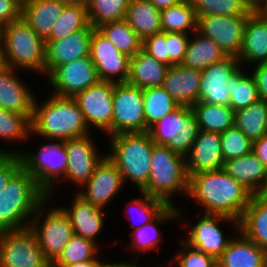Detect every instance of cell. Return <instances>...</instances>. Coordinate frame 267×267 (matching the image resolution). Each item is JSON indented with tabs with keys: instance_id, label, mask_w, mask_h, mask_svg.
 Masks as SVG:
<instances>
[{
	"instance_id": "42",
	"label": "cell",
	"mask_w": 267,
	"mask_h": 267,
	"mask_svg": "<svg viewBox=\"0 0 267 267\" xmlns=\"http://www.w3.org/2000/svg\"><path fill=\"white\" fill-rule=\"evenodd\" d=\"M130 0H90L87 7L89 24L93 28L125 19Z\"/></svg>"
},
{
	"instance_id": "14",
	"label": "cell",
	"mask_w": 267,
	"mask_h": 267,
	"mask_svg": "<svg viewBox=\"0 0 267 267\" xmlns=\"http://www.w3.org/2000/svg\"><path fill=\"white\" fill-rule=\"evenodd\" d=\"M47 80L53 89L50 93L62 97H74L100 81L90 56L56 67Z\"/></svg>"
},
{
	"instance_id": "1",
	"label": "cell",
	"mask_w": 267,
	"mask_h": 267,
	"mask_svg": "<svg viewBox=\"0 0 267 267\" xmlns=\"http://www.w3.org/2000/svg\"><path fill=\"white\" fill-rule=\"evenodd\" d=\"M252 193L225 170L195 173L189 176L187 197L207 213L240 221Z\"/></svg>"
},
{
	"instance_id": "4",
	"label": "cell",
	"mask_w": 267,
	"mask_h": 267,
	"mask_svg": "<svg viewBox=\"0 0 267 267\" xmlns=\"http://www.w3.org/2000/svg\"><path fill=\"white\" fill-rule=\"evenodd\" d=\"M107 138L110 145L105 153L117 166L125 185L131 182L135 190L141 191L150 177V158L155 145L150 133H119Z\"/></svg>"
},
{
	"instance_id": "10",
	"label": "cell",
	"mask_w": 267,
	"mask_h": 267,
	"mask_svg": "<svg viewBox=\"0 0 267 267\" xmlns=\"http://www.w3.org/2000/svg\"><path fill=\"white\" fill-rule=\"evenodd\" d=\"M49 264L30 227L0 232V267H47Z\"/></svg>"
},
{
	"instance_id": "29",
	"label": "cell",
	"mask_w": 267,
	"mask_h": 267,
	"mask_svg": "<svg viewBox=\"0 0 267 267\" xmlns=\"http://www.w3.org/2000/svg\"><path fill=\"white\" fill-rule=\"evenodd\" d=\"M231 177L246 187L252 194H256L267 178L265 166L253 153L225 161L223 165Z\"/></svg>"
},
{
	"instance_id": "28",
	"label": "cell",
	"mask_w": 267,
	"mask_h": 267,
	"mask_svg": "<svg viewBox=\"0 0 267 267\" xmlns=\"http://www.w3.org/2000/svg\"><path fill=\"white\" fill-rule=\"evenodd\" d=\"M169 66L158 62L143 49L130 58L127 83L140 89L161 87Z\"/></svg>"
},
{
	"instance_id": "36",
	"label": "cell",
	"mask_w": 267,
	"mask_h": 267,
	"mask_svg": "<svg viewBox=\"0 0 267 267\" xmlns=\"http://www.w3.org/2000/svg\"><path fill=\"white\" fill-rule=\"evenodd\" d=\"M162 32L192 34L197 30V17L191 0L161 10Z\"/></svg>"
},
{
	"instance_id": "39",
	"label": "cell",
	"mask_w": 267,
	"mask_h": 267,
	"mask_svg": "<svg viewBox=\"0 0 267 267\" xmlns=\"http://www.w3.org/2000/svg\"><path fill=\"white\" fill-rule=\"evenodd\" d=\"M190 107L180 106L154 124L148 132L156 145H168L169 142L182 132L185 120L192 114Z\"/></svg>"
},
{
	"instance_id": "25",
	"label": "cell",
	"mask_w": 267,
	"mask_h": 267,
	"mask_svg": "<svg viewBox=\"0 0 267 267\" xmlns=\"http://www.w3.org/2000/svg\"><path fill=\"white\" fill-rule=\"evenodd\" d=\"M171 220V221H170ZM178 222L179 221V208L177 205H167L152 221L146 223L142 227L135 229L130 233L131 243L125 245V249L134 253H137L136 260L140 259V255L146 252H150L152 249L159 252L162 247V236L164 235L158 225L165 224L166 222ZM130 244V245H129ZM129 245V246H128Z\"/></svg>"
},
{
	"instance_id": "34",
	"label": "cell",
	"mask_w": 267,
	"mask_h": 267,
	"mask_svg": "<svg viewBox=\"0 0 267 267\" xmlns=\"http://www.w3.org/2000/svg\"><path fill=\"white\" fill-rule=\"evenodd\" d=\"M144 104L145 132L167 114L174 112L179 104L162 88L142 89Z\"/></svg>"
},
{
	"instance_id": "62",
	"label": "cell",
	"mask_w": 267,
	"mask_h": 267,
	"mask_svg": "<svg viewBox=\"0 0 267 267\" xmlns=\"http://www.w3.org/2000/svg\"><path fill=\"white\" fill-rule=\"evenodd\" d=\"M47 267H56L53 263H50Z\"/></svg>"
},
{
	"instance_id": "48",
	"label": "cell",
	"mask_w": 267,
	"mask_h": 267,
	"mask_svg": "<svg viewBox=\"0 0 267 267\" xmlns=\"http://www.w3.org/2000/svg\"><path fill=\"white\" fill-rule=\"evenodd\" d=\"M199 127L192 113L184 122L182 132L174 137L167 145L173 152L186 157L198 135Z\"/></svg>"
},
{
	"instance_id": "53",
	"label": "cell",
	"mask_w": 267,
	"mask_h": 267,
	"mask_svg": "<svg viewBox=\"0 0 267 267\" xmlns=\"http://www.w3.org/2000/svg\"><path fill=\"white\" fill-rule=\"evenodd\" d=\"M250 68L252 72L249 70V68L248 71L254 78L259 100L267 102V62L251 65Z\"/></svg>"
},
{
	"instance_id": "35",
	"label": "cell",
	"mask_w": 267,
	"mask_h": 267,
	"mask_svg": "<svg viewBox=\"0 0 267 267\" xmlns=\"http://www.w3.org/2000/svg\"><path fill=\"white\" fill-rule=\"evenodd\" d=\"M234 125L252 142L267 135V102L258 100L234 112Z\"/></svg>"
},
{
	"instance_id": "54",
	"label": "cell",
	"mask_w": 267,
	"mask_h": 267,
	"mask_svg": "<svg viewBox=\"0 0 267 267\" xmlns=\"http://www.w3.org/2000/svg\"><path fill=\"white\" fill-rule=\"evenodd\" d=\"M252 151L257 158L267 166V135L253 141Z\"/></svg>"
},
{
	"instance_id": "40",
	"label": "cell",
	"mask_w": 267,
	"mask_h": 267,
	"mask_svg": "<svg viewBox=\"0 0 267 267\" xmlns=\"http://www.w3.org/2000/svg\"><path fill=\"white\" fill-rule=\"evenodd\" d=\"M0 139L8 144L11 141L26 144L31 139V118L0 107Z\"/></svg>"
},
{
	"instance_id": "61",
	"label": "cell",
	"mask_w": 267,
	"mask_h": 267,
	"mask_svg": "<svg viewBox=\"0 0 267 267\" xmlns=\"http://www.w3.org/2000/svg\"><path fill=\"white\" fill-rule=\"evenodd\" d=\"M3 66V61H2V54H1V47H0V67Z\"/></svg>"
},
{
	"instance_id": "59",
	"label": "cell",
	"mask_w": 267,
	"mask_h": 267,
	"mask_svg": "<svg viewBox=\"0 0 267 267\" xmlns=\"http://www.w3.org/2000/svg\"><path fill=\"white\" fill-rule=\"evenodd\" d=\"M64 4H70V5H80L83 7H88L90 0H59Z\"/></svg>"
},
{
	"instance_id": "50",
	"label": "cell",
	"mask_w": 267,
	"mask_h": 267,
	"mask_svg": "<svg viewBox=\"0 0 267 267\" xmlns=\"http://www.w3.org/2000/svg\"><path fill=\"white\" fill-rule=\"evenodd\" d=\"M142 49L158 62L169 66L166 32H159L143 40Z\"/></svg>"
},
{
	"instance_id": "26",
	"label": "cell",
	"mask_w": 267,
	"mask_h": 267,
	"mask_svg": "<svg viewBox=\"0 0 267 267\" xmlns=\"http://www.w3.org/2000/svg\"><path fill=\"white\" fill-rule=\"evenodd\" d=\"M236 235L217 259V267H266L267 252L240 231Z\"/></svg>"
},
{
	"instance_id": "20",
	"label": "cell",
	"mask_w": 267,
	"mask_h": 267,
	"mask_svg": "<svg viewBox=\"0 0 267 267\" xmlns=\"http://www.w3.org/2000/svg\"><path fill=\"white\" fill-rule=\"evenodd\" d=\"M18 71L5 65L0 67V107L32 118L36 94Z\"/></svg>"
},
{
	"instance_id": "9",
	"label": "cell",
	"mask_w": 267,
	"mask_h": 267,
	"mask_svg": "<svg viewBox=\"0 0 267 267\" xmlns=\"http://www.w3.org/2000/svg\"><path fill=\"white\" fill-rule=\"evenodd\" d=\"M182 211L183 210H181L179 206L178 224H180L182 221L180 225L184 226L187 231L189 230L187 232V236L184 235L182 239L193 248H197L199 251L214 257L216 260L227 248V245L234 234L239 231V222L232 218H228L219 214L204 212L200 218L196 219L198 221H195V224H189L187 223V219L184 217L186 215H183L184 213ZM220 223H224V225L225 223L226 225L231 224L229 227L233 226L232 231L235 229V232L233 231L234 234L231 233L230 235L229 233L226 235L224 233L225 230L222 229Z\"/></svg>"
},
{
	"instance_id": "41",
	"label": "cell",
	"mask_w": 267,
	"mask_h": 267,
	"mask_svg": "<svg viewBox=\"0 0 267 267\" xmlns=\"http://www.w3.org/2000/svg\"><path fill=\"white\" fill-rule=\"evenodd\" d=\"M89 25L87 8L80 5L65 4L61 16L45 40H58L73 32L83 30Z\"/></svg>"
},
{
	"instance_id": "23",
	"label": "cell",
	"mask_w": 267,
	"mask_h": 267,
	"mask_svg": "<svg viewBox=\"0 0 267 267\" xmlns=\"http://www.w3.org/2000/svg\"><path fill=\"white\" fill-rule=\"evenodd\" d=\"M73 197L71 205L60 207L69 216L74 234L90 239L100 246L97 239L105 228V210L84 200L76 192Z\"/></svg>"
},
{
	"instance_id": "6",
	"label": "cell",
	"mask_w": 267,
	"mask_h": 267,
	"mask_svg": "<svg viewBox=\"0 0 267 267\" xmlns=\"http://www.w3.org/2000/svg\"><path fill=\"white\" fill-rule=\"evenodd\" d=\"M150 164V177L141 192L173 206H175L174 195L176 197L181 194L187 197L189 175L185 157L173 152L166 145L155 144Z\"/></svg>"
},
{
	"instance_id": "38",
	"label": "cell",
	"mask_w": 267,
	"mask_h": 267,
	"mask_svg": "<svg viewBox=\"0 0 267 267\" xmlns=\"http://www.w3.org/2000/svg\"><path fill=\"white\" fill-rule=\"evenodd\" d=\"M102 247L94 241L74 234L62 253L53 262L56 267H64L79 262L101 259ZM99 257V258H98Z\"/></svg>"
},
{
	"instance_id": "22",
	"label": "cell",
	"mask_w": 267,
	"mask_h": 267,
	"mask_svg": "<svg viewBox=\"0 0 267 267\" xmlns=\"http://www.w3.org/2000/svg\"><path fill=\"white\" fill-rule=\"evenodd\" d=\"M242 65L249 67L267 62V13L251 12L244 28L243 43L237 57ZM248 65V66H247Z\"/></svg>"
},
{
	"instance_id": "47",
	"label": "cell",
	"mask_w": 267,
	"mask_h": 267,
	"mask_svg": "<svg viewBox=\"0 0 267 267\" xmlns=\"http://www.w3.org/2000/svg\"><path fill=\"white\" fill-rule=\"evenodd\" d=\"M179 245L181 249L177 250L178 253L175 252L171 261L168 259L166 264L173 262L176 267H217V260L214 257L193 248L181 238Z\"/></svg>"
},
{
	"instance_id": "5",
	"label": "cell",
	"mask_w": 267,
	"mask_h": 267,
	"mask_svg": "<svg viewBox=\"0 0 267 267\" xmlns=\"http://www.w3.org/2000/svg\"><path fill=\"white\" fill-rule=\"evenodd\" d=\"M3 65L45 76V40L23 19L0 29Z\"/></svg>"
},
{
	"instance_id": "30",
	"label": "cell",
	"mask_w": 267,
	"mask_h": 267,
	"mask_svg": "<svg viewBox=\"0 0 267 267\" xmlns=\"http://www.w3.org/2000/svg\"><path fill=\"white\" fill-rule=\"evenodd\" d=\"M239 231L267 252V202L252 194L239 221Z\"/></svg>"
},
{
	"instance_id": "21",
	"label": "cell",
	"mask_w": 267,
	"mask_h": 267,
	"mask_svg": "<svg viewBox=\"0 0 267 267\" xmlns=\"http://www.w3.org/2000/svg\"><path fill=\"white\" fill-rule=\"evenodd\" d=\"M185 159L189 176L195 173L223 169L224 159L221 151L220 134L199 130Z\"/></svg>"
},
{
	"instance_id": "11",
	"label": "cell",
	"mask_w": 267,
	"mask_h": 267,
	"mask_svg": "<svg viewBox=\"0 0 267 267\" xmlns=\"http://www.w3.org/2000/svg\"><path fill=\"white\" fill-rule=\"evenodd\" d=\"M114 86V82L99 81L73 97L92 133L98 129L105 136H112Z\"/></svg>"
},
{
	"instance_id": "49",
	"label": "cell",
	"mask_w": 267,
	"mask_h": 267,
	"mask_svg": "<svg viewBox=\"0 0 267 267\" xmlns=\"http://www.w3.org/2000/svg\"><path fill=\"white\" fill-rule=\"evenodd\" d=\"M191 34L166 32L169 66L181 64L184 60Z\"/></svg>"
},
{
	"instance_id": "32",
	"label": "cell",
	"mask_w": 267,
	"mask_h": 267,
	"mask_svg": "<svg viewBox=\"0 0 267 267\" xmlns=\"http://www.w3.org/2000/svg\"><path fill=\"white\" fill-rule=\"evenodd\" d=\"M192 34L184 60L181 63L183 66L202 71L227 57L223 50L209 37L200 34L197 30Z\"/></svg>"
},
{
	"instance_id": "60",
	"label": "cell",
	"mask_w": 267,
	"mask_h": 267,
	"mask_svg": "<svg viewBox=\"0 0 267 267\" xmlns=\"http://www.w3.org/2000/svg\"><path fill=\"white\" fill-rule=\"evenodd\" d=\"M256 195L261 198L262 200L267 202V178L265 179L262 187L260 190L256 193Z\"/></svg>"
},
{
	"instance_id": "44",
	"label": "cell",
	"mask_w": 267,
	"mask_h": 267,
	"mask_svg": "<svg viewBox=\"0 0 267 267\" xmlns=\"http://www.w3.org/2000/svg\"><path fill=\"white\" fill-rule=\"evenodd\" d=\"M166 206L167 204L164 201L155 197H151L146 193L139 191V198L137 199L134 197V199L132 198L130 201H128V203L126 204V211H123L125 212V214H127L132 209V214L130 215V211L127 214V219H131V222L134 221L133 223H131V225L135 230L152 221ZM127 209L130 210L128 211ZM133 213H136L138 215L137 216L136 214H134V217L137 216V218H135L136 220L132 216ZM138 217L140 221H138L139 224H136L135 221L138 220Z\"/></svg>"
},
{
	"instance_id": "55",
	"label": "cell",
	"mask_w": 267,
	"mask_h": 267,
	"mask_svg": "<svg viewBox=\"0 0 267 267\" xmlns=\"http://www.w3.org/2000/svg\"><path fill=\"white\" fill-rule=\"evenodd\" d=\"M252 12L263 11L267 13V0H242Z\"/></svg>"
},
{
	"instance_id": "7",
	"label": "cell",
	"mask_w": 267,
	"mask_h": 267,
	"mask_svg": "<svg viewBox=\"0 0 267 267\" xmlns=\"http://www.w3.org/2000/svg\"><path fill=\"white\" fill-rule=\"evenodd\" d=\"M47 142H38L34 151L22 148L1 149L0 154H19L21 166L36 180V184L47 194L53 197L55 189L67 170L68 156L63 140L44 139ZM63 181V182H62Z\"/></svg>"
},
{
	"instance_id": "33",
	"label": "cell",
	"mask_w": 267,
	"mask_h": 267,
	"mask_svg": "<svg viewBox=\"0 0 267 267\" xmlns=\"http://www.w3.org/2000/svg\"><path fill=\"white\" fill-rule=\"evenodd\" d=\"M190 108L201 131L221 134L234 125V110L230 106L213 105L198 101Z\"/></svg>"
},
{
	"instance_id": "13",
	"label": "cell",
	"mask_w": 267,
	"mask_h": 267,
	"mask_svg": "<svg viewBox=\"0 0 267 267\" xmlns=\"http://www.w3.org/2000/svg\"><path fill=\"white\" fill-rule=\"evenodd\" d=\"M126 186L117 166L105 155L96 165L89 180L75 192L94 206L107 209ZM121 191V192H120Z\"/></svg>"
},
{
	"instance_id": "46",
	"label": "cell",
	"mask_w": 267,
	"mask_h": 267,
	"mask_svg": "<svg viewBox=\"0 0 267 267\" xmlns=\"http://www.w3.org/2000/svg\"><path fill=\"white\" fill-rule=\"evenodd\" d=\"M224 162L252 152L253 142L235 125L220 134Z\"/></svg>"
},
{
	"instance_id": "17",
	"label": "cell",
	"mask_w": 267,
	"mask_h": 267,
	"mask_svg": "<svg viewBox=\"0 0 267 267\" xmlns=\"http://www.w3.org/2000/svg\"><path fill=\"white\" fill-rule=\"evenodd\" d=\"M92 137L91 133L64 141L68 156L64 184L67 182L82 187L93 174L96 165L106 155L104 151L100 152V148L98 150L97 143Z\"/></svg>"
},
{
	"instance_id": "19",
	"label": "cell",
	"mask_w": 267,
	"mask_h": 267,
	"mask_svg": "<svg viewBox=\"0 0 267 267\" xmlns=\"http://www.w3.org/2000/svg\"><path fill=\"white\" fill-rule=\"evenodd\" d=\"M93 29L89 24L85 29L73 32L65 38L45 40V76L60 65L89 56Z\"/></svg>"
},
{
	"instance_id": "43",
	"label": "cell",
	"mask_w": 267,
	"mask_h": 267,
	"mask_svg": "<svg viewBox=\"0 0 267 267\" xmlns=\"http://www.w3.org/2000/svg\"><path fill=\"white\" fill-rule=\"evenodd\" d=\"M241 67L233 75L230 93V107L235 111L246 108L259 100L253 76ZM245 70V71H244Z\"/></svg>"
},
{
	"instance_id": "31",
	"label": "cell",
	"mask_w": 267,
	"mask_h": 267,
	"mask_svg": "<svg viewBox=\"0 0 267 267\" xmlns=\"http://www.w3.org/2000/svg\"><path fill=\"white\" fill-rule=\"evenodd\" d=\"M124 20L142 40L162 32L161 10L149 0H130Z\"/></svg>"
},
{
	"instance_id": "24",
	"label": "cell",
	"mask_w": 267,
	"mask_h": 267,
	"mask_svg": "<svg viewBox=\"0 0 267 267\" xmlns=\"http://www.w3.org/2000/svg\"><path fill=\"white\" fill-rule=\"evenodd\" d=\"M201 71L182 64L169 66L162 88L179 104L191 107L199 101Z\"/></svg>"
},
{
	"instance_id": "57",
	"label": "cell",
	"mask_w": 267,
	"mask_h": 267,
	"mask_svg": "<svg viewBox=\"0 0 267 267\" xmlns=\"http://www.w3.org/2000/svg\"><path fill=\"white\" fill-rule=\"evenodd\" d=\"M157 9L162 10L179 4L183 0H149Z\"/></svg>"
},
{
	"instance_id": "56",
	"label": "cell",
	"mask_w": 267,
	"mask_h": 267,
	"mask_svg": "<svg viewBox=\"0 0 267 267\" xmlns=\"http://www.w3.org/2000/svg\"><path fill=\"white\" fill-rule=\"evenodd\" d=\"M103 260L104 259H102V262L100 263L99 267H141L142 266L141 264L138 265V262H137L138 260H136V259H134V261L125 260V262H123V261H119V262L113 261V263L109 262V261L105 262L106 260H104V261ZM143 266L146 267V265H143Z\"/></svg>"
},
{
	"instance_id": "16",
	"label": "cell",
	"mask_w": 267,
	"mask_h": 267,
	"mask_svg": "<svg viewBox=\"0 0 267 267\" xmlns=\"http://www.w3.org/2000/svg\"><path fill=\"white\" fill-rule=\"evenodd\" d=\"M241 68L235 56H227L201 71L199 101L230 106L233 75Z\"/></svg>"
},
{
	"instance_id": "12",
	"label": "cell",
	"mask_w": 267,
	"mask_h": 267,
	"mask_svg": "<svg viewBox=\"0 0 267 267\" xmlns=\"http://www.w3.org/2000/svg\"><path fill=\"white\" fill-rule=\"evenodd\" d=\"M133 132H145L142 89L127 82L115 83L112 135Z\"/></svg>"
},
{
	"instance_id": "58",
	"label": "cell",
	"mask_w": 267,
	"mask_h": 267,
	"mask_svg": "<svg viewBox=\"0 0 267 267\" xmlns=\"http://www.w3.org/2000/svg\"><path fill=\"white\" fill-rule=\"evenodd\" d=\"M101 262H102L101 259H93L64 267H99Z\"/></svg>"
},
{
	"instance_id": "45",
	"label": "cell",
	"mask_w": 267,
	"mask_h": 267,
	"mask_svg": "<svg viewBox=\"0 0 267 267\" xmlns=\"http://www.w3.org/2000/svg\"><path fill=\"white\" fill-rule=\"evenodd\" d=\"M196 17L199 16H248L250 11L242 0H191Z\"/></svg>"
},
{
	"instance_id": "3",
	"label": "cell",
	"mask_w": 267,
	"mask_h": 267,
	"mask_svg": "<svg viewBox=\"0 0 267 267\" xmlns=\"http://www.w3.org/2000/svg\"><path fill=\"white\" fill-rule=\"evenodd\" d=\"M47 194L21 166L0 194V232L30 227L31 219Z\"/></svg>"
},
{
	"instance_id": "52",
	"label": "cell",
	"mask_w": 267,
	"mask_h": 267,
	"mask_svg": "<svg viewBox=\"0 0 267 267\" xmlns=\"http://www.w3.org/2000/svg\"><path fill=\"white\" fill-rule=\"evenodd\" d=\"M23 0H0V29L22 18Z\"/></svg>"
},
{
	"instance_id": "51",
	"label": "cell",
	"mask_w": 267,
	"mask_h": 267,
	"mask_svg": "<svg viewBox=\"0 0 267 267\" xmlns=\"http://www.w3.org/2000/svg\"><path fill=\"white\" fill-rule=\"evenodd\" d=\"M21 167L19 154H0V194L10 177Z\"/></svg>"
},
{
	"instance_id": "27",
	"label": "cell",
	"mask_w": 267,
	"mask_h": 267,
	"mask_svg": "<svg viewBox=\"0 0 267 267\" xmlns=\"http://www.w3.org/2000/svg\"><path fill=\"white\" fill-rule=\"evenodd\" d=\"M64 6L59 0H23L22 18L45 40L61 16Z\"/></svg>"
},
{
	"instance_id": "8",
	"label": "cell",
	"mask_w": 267,
	"mask_h": 267,
	"mask_svg": "<svg viewBox=\"0 0 267 267\" xmlns=\"http://www.w3.org/2000/svg\"><path fill=\"white\" fill-rule=\"evenodd\" d=\"M51 199L47 197L38 206L30 228L35 233L45 258L53 263L74 235V231L65 211L59 205L50 207Z\"/></svg>"
},
{
	"instance_id": "15",
	"label": "cell",
	"mask_w": 267,
	"mask_h": 267,
	"mask_svg": "<svg viewBox=\"0 0 267 267\" xmlns=\"http://www.w3.org/2000/svg\"><path fill=\"white\" fill-rule=\"evenodd\" d=\"M89 56L100 81L127 82L130 57L121 53L97 28L91 34Z\"/></svg>"
},
{
	"instance_id": "37",
	"label": "cell",
	"mask_w": 267,
	"mask_h": 267,
	"mask_svg": "<svg viewBox=\"0 0 267 267\" xmlns=\"http://www.w3.org/2000/svg\"><path fill=\"white\" fill-rule=\"evenodd\" d=\"M121 53L132 58L142 49L143 40L125 20L105 23L97 28Z\"/></svg>"
},
{
	"instance_id": "2",
	"label": "cell",
	"mask_w": 267,
	"mask_h": 267,
	"mask_svg": "<svg viewBox=\"0 0 267 267\" xmlns=\"http://www.w3.org/2000/svg\"><path fill=\"white\" fill-rule=\"evenodd\" d=\"M39 102L35 97L31 118V136L42 139L70 140L91 134L83 113L73 97L50 94Z\"/></svg>"
},
{
	"instance_id": "18",
	"label": "cell",
	"mask_w": 267,
	"mask_h": 267,
	"mask_svg": "<svg viewBox=\"0 0 267 267\" xmlns=\"http://www.w3.org/2000/svg\"><path fill=\"white\" fill-rule=\"evenodd\" d=\"M248 16H199L197 31L213 40L227 56L238 57Z\"/></svg>"
}]
</instances>
